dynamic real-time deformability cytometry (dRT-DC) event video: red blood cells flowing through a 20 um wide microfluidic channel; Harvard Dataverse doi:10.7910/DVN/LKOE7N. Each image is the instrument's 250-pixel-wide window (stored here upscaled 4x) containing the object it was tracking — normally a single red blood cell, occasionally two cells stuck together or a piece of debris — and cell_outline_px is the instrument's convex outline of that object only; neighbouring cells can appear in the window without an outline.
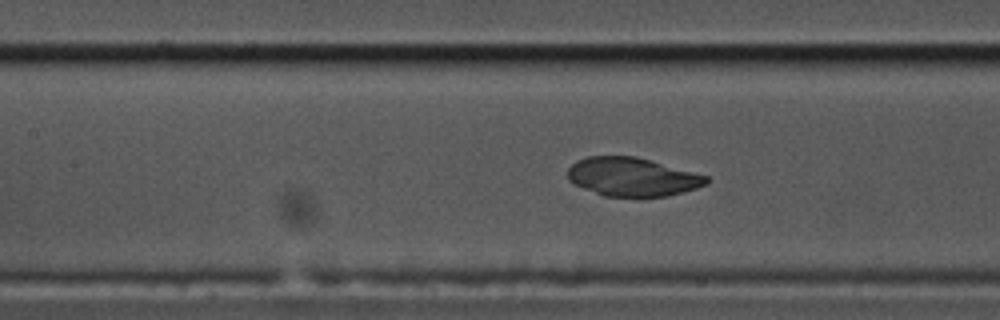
{"species": "common noctule bat (a hibernating species)", "species_latin": "Nyctalus noctula", "temperature_condition": "cold", "stored_images_in_passage": 35, "camera_frame_rate_fps": 3000, "um_per_image_px": 0.085, "animal": {"sex": "male", "body_mass_g": 17.5, "forearm_length_mm": 52.3}, "frame": {"image": 1, "passage_image": 15, "time_ms": 4.667, "image_size_px": [1000, 320], "cell_outline_px": [[708, 184], [696, 188], [668, 196], [604, 196], [584, 188], [568, 180], [568, 168], [576, 160], [588, 156], [636, 156], [652, 160], [708, 176]], "centroid_in_image_um": [53.75, 15.02], "position_along_channel_um": 153.7, "area_um2": 31.1}}
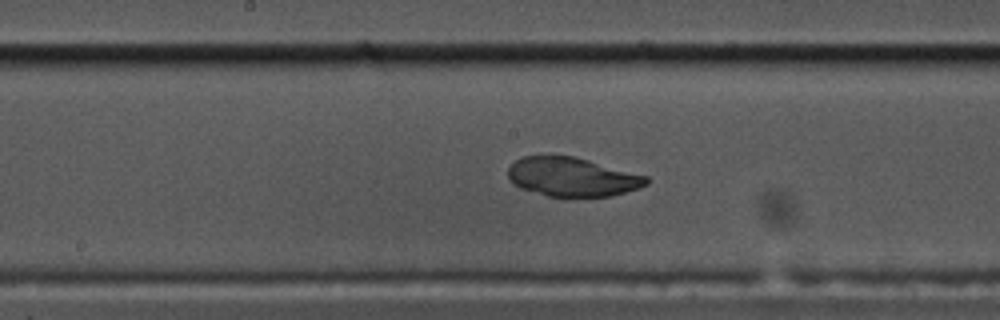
{"frame": {"image": 2, "passage_image": 19, "time_ms": 6.0, "image_size_px": [1000, 320], "cell_outline_px": [[648, 184], [640, 188], [608, 196], [564, 200], [548, 196], [520, 188], [508, 176], [508, 168], [516, 160], [524, 156], [576, 156], [648, 176]], "centroid_in_image_um": [48.67, 15.07], "position_along_channel_um": 199.5, "area_um2": 32.02}}
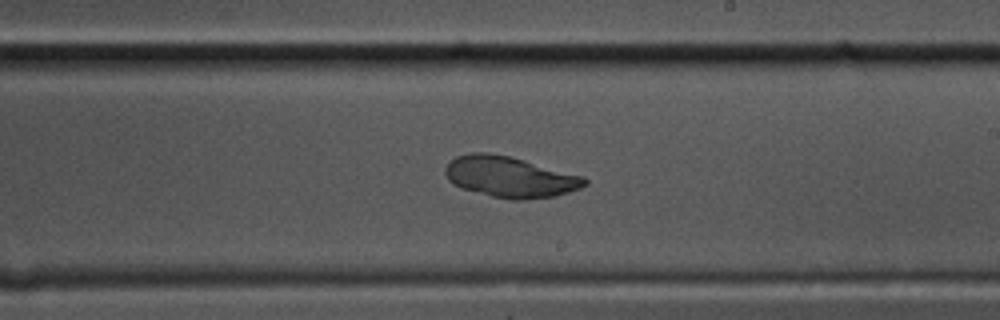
{"frame": {"image": 3, "passage_image": 23, "time_ms": 7.333, "image_size_px": [1000, 320], "cell_outline_px": [[588, 184], [580, 188], [556, 196], [520, 200], [512, 200], [492, 196], [460, 188], [448, 180], [444, 172], [444, 168], [456, 156], [472, 152], [488, 152], [508, 156], [524, 160], [584, 176], [588, 180]], "centroid_in_image_um": [43.34, 15.04], "position_along_channel_um": 245.7, "area_um2": 33.23}}